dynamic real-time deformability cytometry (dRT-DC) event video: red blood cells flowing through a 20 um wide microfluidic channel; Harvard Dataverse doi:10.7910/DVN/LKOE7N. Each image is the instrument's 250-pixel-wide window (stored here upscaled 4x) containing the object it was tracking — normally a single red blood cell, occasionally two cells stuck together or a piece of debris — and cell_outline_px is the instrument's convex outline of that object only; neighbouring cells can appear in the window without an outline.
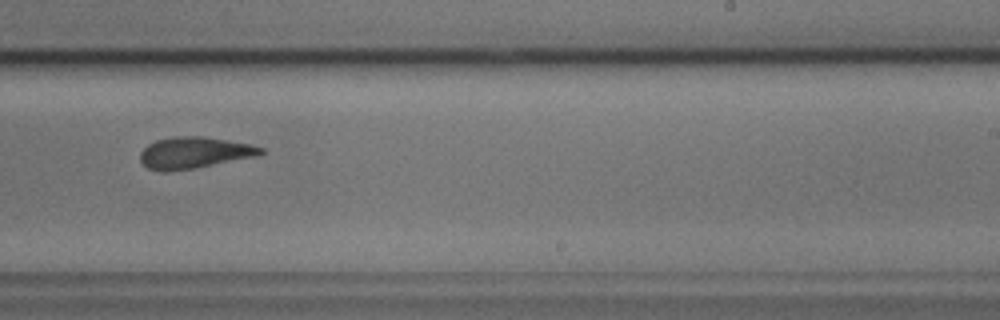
{"species": "common noctule bat (a hibernating species)", "species_latin": "Nyctalus noctula", "temperature_condition": "cold", "stored_images_in_passage": 22, "camera_frame_rate_fps": 3000, "um_per_image_px": 0.085, "animal": {"sex": "male", "body_mass_g": 17.9, "forearm_length_mm": 54.2}, "frame": {"image": 1, "passage_image": 19, "time_ms": 6.0, "image_size_px": [1000, 320], "cell_outline_px": [[264, 152], [256, 156], [196, 168], [168, 172], [160, 172], [148, 168], [140, 160], [140, 152], [148, 144], [156, 140], [176, 136], [200, 136], [252, 144], [264, 148]], "centroid_in_image_um": [16.49, 12.99], "position_along_channel_um": 272.5, "area_um2": 22.14}}